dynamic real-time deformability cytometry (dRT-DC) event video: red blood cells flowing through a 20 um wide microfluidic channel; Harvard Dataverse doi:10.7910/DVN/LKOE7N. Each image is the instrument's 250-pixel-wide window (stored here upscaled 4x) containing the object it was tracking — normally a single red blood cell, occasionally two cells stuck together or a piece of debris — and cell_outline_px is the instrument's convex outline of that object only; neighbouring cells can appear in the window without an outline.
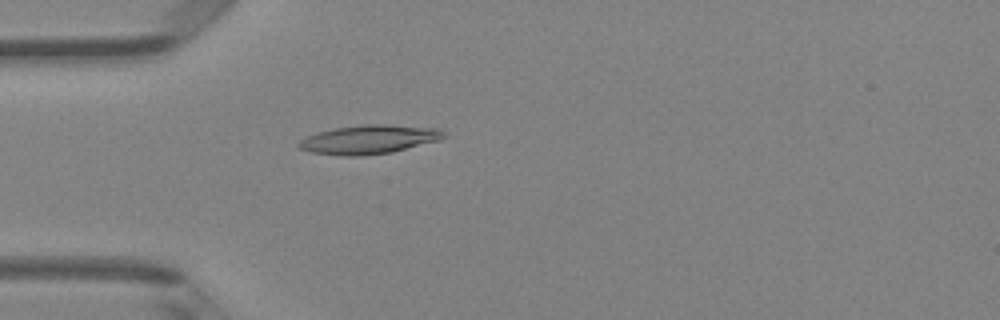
{"species": "Egyptian fruit bat (a non-hibernating species)", "species_latin": "Rousettus aegyptiacus", "temperature_condition": "room temperature", "stored_images_in_passage": 41, "camera_frame_rate_fps": 3000, "um_per_image_px": 0.085, "animal": {"sex": "female"}, "frame": {"image": 1, "passage_image": 7, "time_ms": 2.0, "image_size_px": [1000, 320], "cell_outline_px": [[448, 136], [440, 140], [392, 152], [356, 156], [344, 156], [312, 152], [300, 148], [296, 144], [300, 140], [308, 136], [320, 132], [336, 128], [364, 124], [384, 124], [440, 128]], "centroid_in_image_um": [31.42, 11.85], "position_along_channel_um": 53.6, "area_um2": 24.28}}
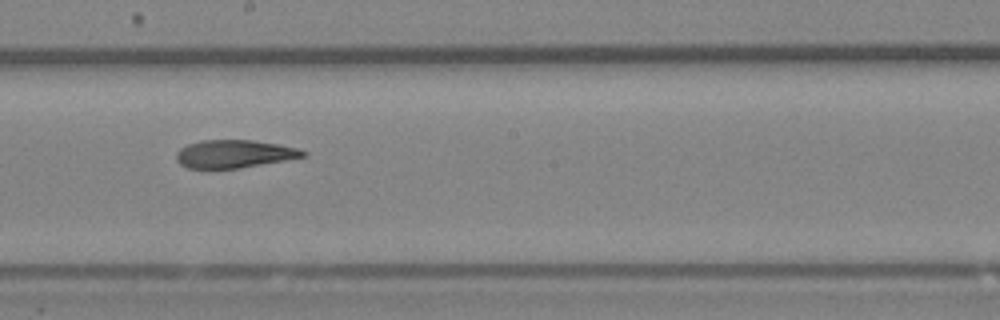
{"frame": {"image": 2, "passage_image": 20, "time_ms": 6.333, "image_size_px": [1000, 320], "cell_outline_px": [[308, 156], [240, 168], [188, 168], [180, 164], [176, 160], [176, 152], [180, 148], [188, 144], [200, 140], [252, 140], [280, 144], [296, 148], [308, 152]], "centroid_in_image_um": [19.92, 13.07], "position_along_channel_um": 228.3, "area_um2": 20.69}}
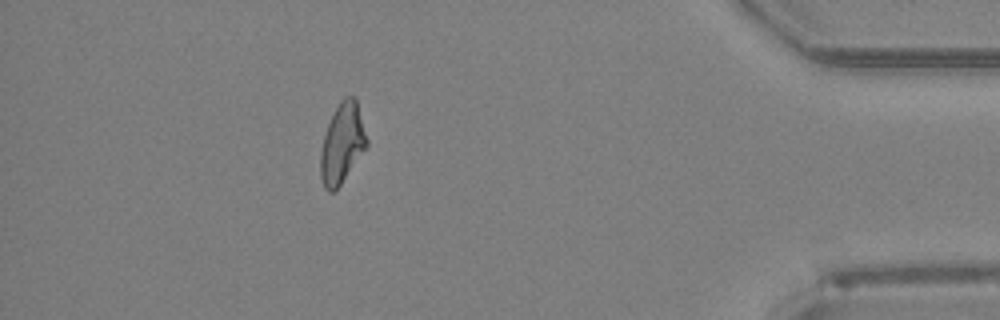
{"frame": {"image": 3, "passage_image": 36, "time_ms": 11.667, "image_size_px": [1000, 320], "cell_outline_px": [[368, 144], [340, 184], [332, 192], [328, 192], [324, 188], [320, 176], [320, 152], [324, 136], [328, 124], [340, 100], [344, 96], [356, 96], [368, 140]], "centroid_in_image_um": [29.08, 12.15], "position_along_channel_um": 406.1, "area_um2": 21.33}, "authors_computed_cell_mechanics": {"area_um2": 21.7328, "velocity_mm_per_s": 4.2179, "shape_relaxation_time_tau1_ms": null, "shape_relaxation_time_tau2_ms": 4.833, "deformation_change_tau1": null, "deformation_change_tau2": 0.1411}}